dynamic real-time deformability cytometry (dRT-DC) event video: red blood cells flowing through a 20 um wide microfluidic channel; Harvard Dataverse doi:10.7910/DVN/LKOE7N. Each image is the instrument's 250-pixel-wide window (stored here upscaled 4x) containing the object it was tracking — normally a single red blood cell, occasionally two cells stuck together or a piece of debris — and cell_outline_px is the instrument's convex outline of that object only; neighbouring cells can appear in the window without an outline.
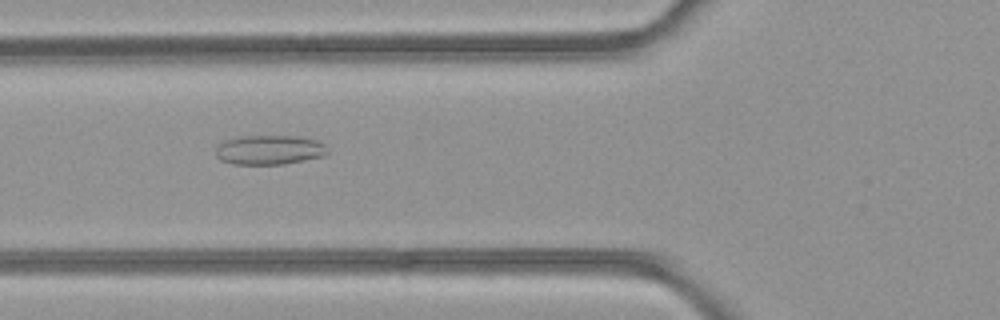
{"species": "common noctule bat (a hibernating species)", "species_latin": "Nyctalus noctula", "temperature_condition": "room temperature", "stored_images_in_passage": 34, "camera_frame_rate_fps": 3000, "um_per_image_px": 0.085, "animal": {"sex": "female", "body_mass_g": 21.9}, "frame": {"image": 1, "passage_image": 4, "time_ms": 1.0, "image_size_px": [1000, 320], "cell_outline_px": [[328, 152], [324, 156], [284, 164], [232, 164], [220, 160], [216, 156], [216, 144], [224, 140], [240, 136], [296, 136], [320, 140], [328, 148]], "centroid_in_image_um": [22.89, 12.73], "position_along_channel_um": 102.9, "area_um2": 19.48}}
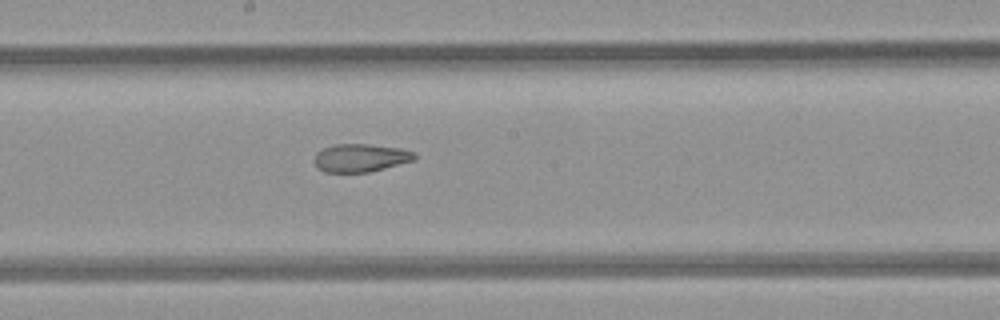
{"frame": {"image": 2, "passage_image": 12, "time_ms": 3.667, "image_size_px": [1000, 320], "cell_outline_px": [[416, 156], [412, 160], [384, 168], [368, 172], [324, 172], [316, 168], [316, 152], [324, 148], [336, 144], [368, 144], [400, 148], [412, 152]], "centroid_in_image_um": [30.6, 13.42], "position_along_channel_um": 217.6, "area_um2": 16.07}}
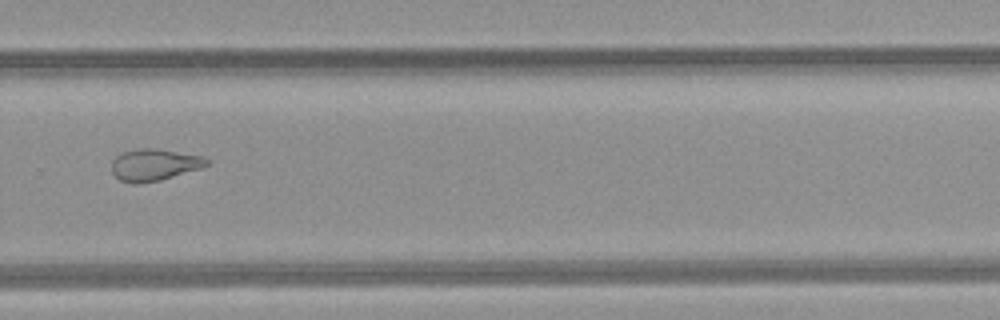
{"frame": {"image": 3, "passage_image": 19, "time_ms": 6.0, "image_size_px": [1000, 320], "cell_outline_px": [[208, 164], [200, 168], [160, 180], [140, 184], [132, 184], [120, 180], [112, 172], [112, 160], [120, 152], [136, 148], [156, 148], [204, 156], [208, 160]], "centroid_in_image_um": [13.07, 14.0], "position_along_channel_um": 316.7, "area_um2": 17.74}, "authors_computed_cell_mechanics": {"area_um2": 18.2648, "velocity_mm_per_s": 4.2714, "shape_relaxation_time_tau1_ms": null, "shape_relaxation_time_tau2_ms": 2.8124, "deformation_change_tau1": null, "deformation_change_tau2": 0.1057}}